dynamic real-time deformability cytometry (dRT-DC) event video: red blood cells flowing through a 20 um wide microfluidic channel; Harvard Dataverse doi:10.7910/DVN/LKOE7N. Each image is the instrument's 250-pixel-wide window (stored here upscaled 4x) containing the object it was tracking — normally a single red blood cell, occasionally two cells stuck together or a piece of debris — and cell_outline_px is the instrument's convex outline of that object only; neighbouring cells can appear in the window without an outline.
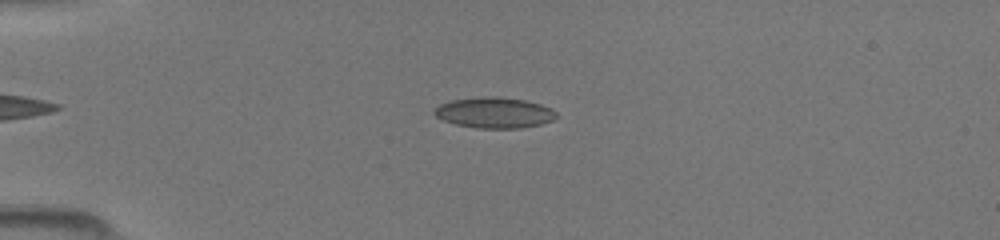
{"species": "common noctule bat (a hibernating species)", "species_latin": "Nyctalus noctula", "temperature_condition": "room temperature", "stored_images_in_passage": 44, "camera_frame_rate_fps": 3000, "um_per_image_px": 0.085, "animal": {"sex": "female", "body_mass_g": 19.5, "forearm_length_mm": 54.1}, "frame": {"image": 1, "passage_image": 13, "time_ms": 4.0, "image_size_px": [1000, 240], "cell_outline_px": [[556, 116], [552, 120], [540, 124], [520, 128], [476, 128], [456, 124], [444, 120], [436, 116], [432, 112], [440, 104], [452, 100], [484, 96], [496, 96], [524, 100], [540, 104], [552, 108], [556, 112]], "centroid_in_image_um": [42.02, 9.57], "position_along_channel_um": 43.0, "area_um2": 21.73}}
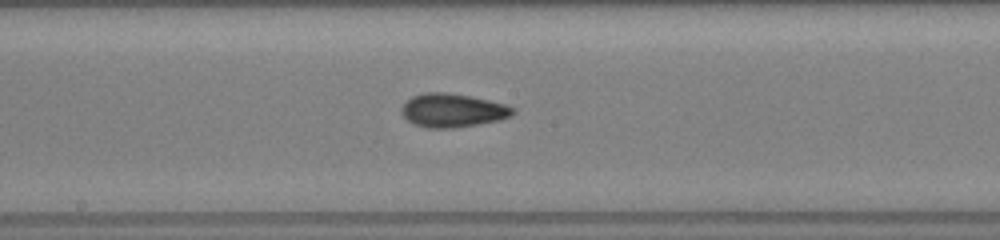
{"frame": {"image": 2, "passage_image": 27, "time_ms": 8.667, "image_size_px": [1000, 240], "cell_outline_px": [[516, 112], [512, 116], [500, 120], [452, 128], [424, 128], [412, 124], [400, 112], [400, 108], [412, 96], [424, 92], [444, 92], [468, 96], [488, 100], [504, 104], [512, 108]], "centroid_in_image_um": [38.43, 9.39], "position_along_channel_um": 209.8, "area_um2": 21.73}}
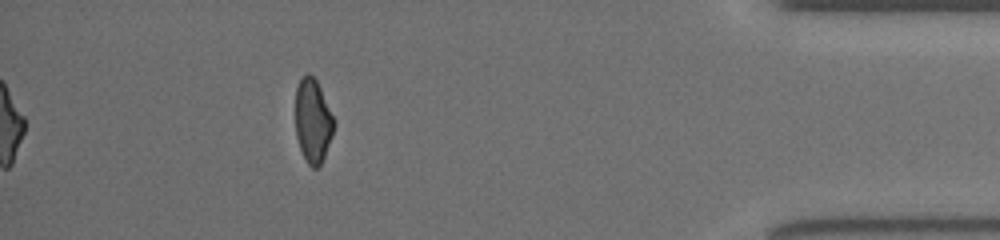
{"frame": {"image": 3, "passage_image": 44, "time_ms": 14.333, "image_size_px": [1000, 240], "cell_outline_px": [[336, 124], [332, 136], [324, 156], [320, 164], [316, 168], [312, 168], [308, 164], [300, 148], [296, 136], [296, 88], [300, 80], [308, 72], [316, 80], [336, 120]], "centroid_in_image_um": [26.61, 10.27], "position_along_channel_um": 408.6, "area_um2": 18.73}}